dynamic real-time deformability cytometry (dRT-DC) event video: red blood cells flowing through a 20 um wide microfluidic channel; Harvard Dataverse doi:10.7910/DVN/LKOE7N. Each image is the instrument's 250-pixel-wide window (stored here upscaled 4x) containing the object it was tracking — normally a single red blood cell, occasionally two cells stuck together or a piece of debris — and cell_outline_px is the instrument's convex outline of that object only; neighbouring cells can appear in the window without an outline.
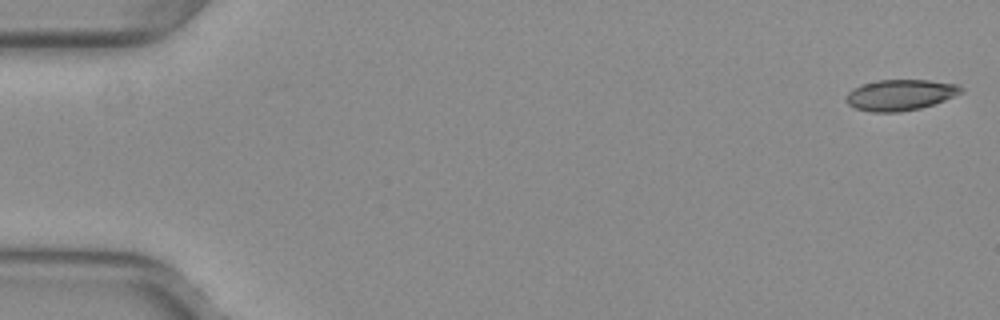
{"species": "common noctule bat (a hibernating species)", "species_latin": "Nyctalus noctula", "temperature_condition": "warm", "stored_images_in_passage": 52, "camera_frame_rate_fps": 3000, "um_per_image_px": 0.085, "animal": {"sex": "female", "body_mass_g": 29.2, "forearm_length_mm": 56.3}, "frame": {"image": 1, "passage_image": 1, "time_ms": 0.0, "image_size_px": [1000, 320], "cell_outline_px": [[964, 92], [944, 100], [920, 108], [900, 112], [872, 112], [856, 108], [848, 104], [844, 100], [848, 92], [852, 88], [860, 84], [876, 80], [928, 80], [960, 84], [964, 88]], "centroid_in_image_um": [76.52, 8.05], "position_along_channel_um": 8.5, "area_um2": 20.92}}
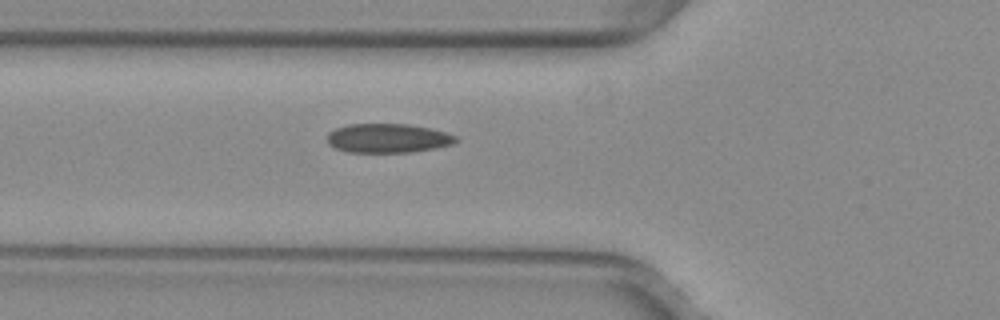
{"frame": {"image": 2, "passage_image": 19, "time_ms": 6.0, "image_size_px": [1000, 320], "cell_outline_px": [[460, 140], [452, 144], [436, 148], [412, 152], [348, 152], [336, 148], [328, 144], [328, 132], [336, 128], [348, 124], [408, 124], [428, 128], [444, 132], [456, 136]], "centroid_in_image_um": [32.97, 11.75], "position_along_channel_um": 92.8, "area_um2": 21.79}}
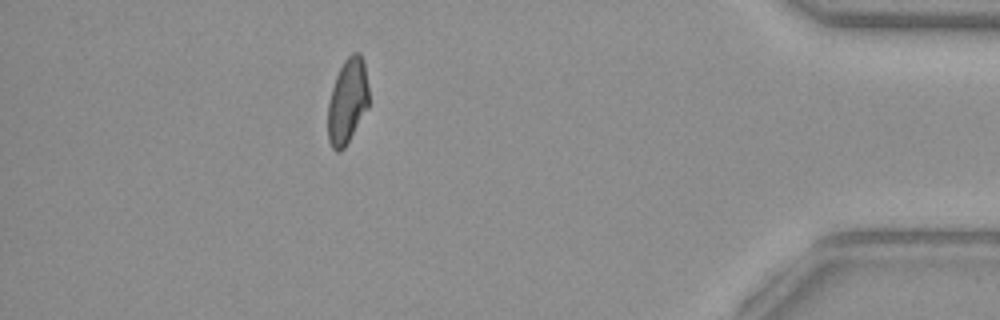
{"frame": {"image": 3, "passage_image": 46, "time_ms": 15.0, "image_size_px": [1000, 320], "cell_outline_px": [[368, 108], [344, 148], [340, 152], [336, 152], [332, 148], [328, 140], [328, 100], [336, 76], [344, 60], [352, 52], [360, 52], [364, 60], [368, 84]], "centroid_in_image_um": [29.53, 8.58], "position_along_channel_um": 405.7, "area_um2": 20.46}, "authors_computed_cell_mechanics": {"area_um2": 21.2993, "velocity_mm_per_s": 4.0212, "shape_relaxation_time_tau1_ms": 10.204, "shape_relaxation_time_tau2_ms": 2.5285, "deformation_change_tau1": 0.2034, "deformation_change_tau2": 0.0762}}